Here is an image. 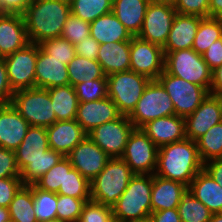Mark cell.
<instances>
[{"mask_svg":"<svg viewBox=\"0 0 222 222\" xmlns=\"http://www.w3.org/2000/svg\"><path fill=\"white\" fill-rule=\"evenodd\" d=\"M196 143L203 163L211 159L222 158V121L211 127Z\"/></svg>","mask_w":222,"mask_h":222,"instance_id":"cell-36","label":"cell"},{"mask_svg":"<svg viewBox=\"0 0 222 222\" xmlns=\"http://www.w3.org/2000/svg\"><path fill=\"white\" fill-rule=\"evenodd\" d=\"M164 70L183 80L204 87L210 94L212 70L201 54L192 48L173 52H164Z\"/></svg>","mask_w":222,"mask_h":222,"instance_id":"cell-6","label":"cell"},{"mask_svg":"<svg viewBox=\"0 0 222 222\" xmlns=\"http://www.w3.org/2000/svg\"><path fill=\"white\" fill-rule=\"evenodd\" d=\"M49 148L46 128L30 126L20 146L14 151L19 171L31 161L41 158Z\"/></svg>","mask_w":222,"mask_h":222,"instance_id":"cell-25","label":"cell"},{"mask_svg":"<svg viewBox=\"0 0 222 222\" xmlns=\"http://www.w3.org/2000/svg\"><path fill=\"white\" fill-rule=\"evenodd\" d=\"M222 121V97L209 94L199 107L185 118L186 138L197 141Z\"/></svg>","mask_w":222,"mask_h":222,"instance_id":"cell-16","label":"cell"},{"mask_svg":"<svg viewBox=\"0 0 222 222\" xmlns=\"http://www.w3.org/2000/svg\"><path fill=\"white\" fill-rule=\"evenodd\" d=\"M182 222H209L212 212L188 190L178 205Z\"/></svg>","mask_w":222,"mask_h":222,"instance_id":"cell-38","label":"cell"},{"mask_svg":"<svg viewBox=\"0 0 222 222\" xmlns=\"http://www.w3.org/2000/svg\"><path fill=\"white\" fill-rule=\"evenodd\" d=\"M69 76L64 60L52 58L38 45V56L35 67V87L53 88L68 85Z\"/></svg>","mask_w":222,"mask_h":222,"instance_id":"cell-19","label":"cell"},{"mask_svg":"<svg viewBox=\"0 0 222 222\" xmlns=\"http://www.w3.org/2000/svg\"><path fill=\"white\" fill-rule=\"evenodd\" d=\"M43 222H63V221H60L58 218H56V219L47 220V221H43Z\"/></svg>","mask_w":222,"mask_h":222,"instance_id":"cell-61","label":"cell"},{"mask_svg":"<svg viewBox=\"0 0 222 222\" xmlns=\"http://www.w3.org/2000/svg\"><path fill=\"white\" fill-rule=\"evenodd\" d=\"M71 13L65 0H34L23 14L30 43L61 37L63 26Z\"/></svg>","mask_w":222,"mask_h":222,"instance_id":"cell-2","label":"cell"},{"mask_svg":"<svg viewBox=\"0 0 222 222\" xmlns=\"http://www.w3.org/2000/svg\"><path fill=\"white\" fill-rule=\"evenodd\" d=\"M151 0H113L112 13L132 36L140 33Z\"/></svg>","mask_w":222,"mask_h":222,"instance_id":"cell-28","label":"cell"},{"mask_svg":"<svg viewBox=\"0 0 222 222\" xmlns=\"http://www.w3.org/2000/svg\"><path fill=\"white\" fill-rule=\"evenodd\" d=\"M64 156L49 148L38 160L31 161L21 172L23 185L34 184L49 169L56 165Z\"/></svg>","mask_w":222,"mask_h":222,"instance_id":"cell-35","label":"cell"},{"mask_svg":"<svg viewBox=\"0 0 222 222\" xmlns=\"http://www.w3.org/2000/svg\"><path fill=\"white\" fill-rule=\"evenodd\" d=\"M39 46L52 58L64 60V64L68 63L75 57L74 45L63 37L48 39L39 44Z\"/></svg>","mask_w":222,"mask_h":222,"instance_id":"cell-42","label":"cell"},{"mask_svg":"<svg viewBox=\"0 0 222 222\" xmlns=\"http://www.w3.org/2000/svg\"><path fill=\"white\" fill-rule=\"evenodd\" d=\"M73 87L79 103L101 100L108 97L107 78L79 83Z\"/></svg>","mask_w":222,"mask_h":222,"instance_id":"cell-41","label":"cell"},{"mask_svg":"<svg viewBox=\"0 0 222 222\" xmlns=\"http://www.w3.org/2000/svg\"><path fill=\"white\" fill-rule=\"evenodd\" d=\"M209 222H222V213L212 214L211 220Z\"/></svg>","mask_w":222,"mask_h":222,"instance_id":"cell-58","label":"cell"},{"mask_svg":"<svg viewBox=\"0 0 222 222\" xmlns=\"http://www.w3.org/2000/svg\"><path fill=\"white\" fill-rule=\"evenodd\" d=\"M30 124L12 104L0 105V147L15 151L23 141Z\"/></svg>","mask_w":222,"mask_h":222,"instance_id":"cell-20","label":"cell"},{"mask_svg":"<svg viewBox=\"0 0 222 222\" xmlns=\"http://www.w3.org/2000/svg\"><path fill=\"white\" fill-rule=\"evenodd\" d=\"M152 175L135 174L126 190L112 207L118 222H133L148 218L151 208Z\"/></svg>","mask_w":222,"mask_h":222,"instance_id":"cell-3","label":"cell"},{"mask_svg":"<svg viewBox=\"0 0 222 222\" xmlns=\"http://www.w3.org/2000/svg\"><path fill=\"white\" fill-rule=\"evenodd\" d=\"M174 115V106L165 88L158 80H151L128 119L135 128L160 117Z\"/></svg>","mask_w":222,"mask_h":222,"instance_id":"cell-8","label":"cell"},{"mask_svg":"<svg viewBox=\"0 0 222 222\" xmlns=\"http://www.w3.org/2000/svg\"><path fill=\"white\" fill-rule=\"evenodd\" d=\"M158 147L141 128L131 132L121 157L134 174L153 175L157 166Z\"/></svg>","mask_w":222,"mask_h":222,"instance_id":"cell-10","label":"cell"},{"mask_svg":"<svg viewBox=\"0 0 222 222\" xmlns=\"http://www.w3.org/2000/svg\"><path fill=\"white\" fill-rule=\"evenodd\" d=\"M57 194L43 191L33 184V209L38 222L57 218Z\"/></svg>","mask_w":222,"mask_h":222,"instance_id":"cell-39","label":"cell"},{"mask_svg":"<svg viewBox=\"0 0 222 222\" xmlns=\"http://www.w3.org/2000/svg\"><path fill=\"white\" fill-rule=\"evenodd\" d=\"M113 220L111 207L90 200L84 205L78 222H112Z\"/></svg>","mask_w":222,"mask_h":222,"instance_id":"cell-45","label":"cell"},{"mask_svg":"<svg viewBox=\"0 0 222 222\" xmlns=\"http://www.w3.org/2000/svg\"><path fill=\"white\" fill-rule=\"evenodd\" d=\"M151 1H155V2H167V3H174L175 0H151Z\"/></svg>","mask_w":222,"mask_h":222,"instance_id":"cell-59","label":"cell"},{"mask_svg":"<svg viewBox=\"0 0 222 222\" xmlns=\"http://www.w3.org/2000/svg\"><path fill=\"white\" fill-rule=\"evenodd\" d=\"M141 129L158 148L186 138L185 118L175 114L152 120Z\"/></svg>","mask_w":222,"mask_h":222,"instance_id":"cell-22","label":"cell"},{"mask_svg":"<svg viewBox=\"0 0 222 222\" xmlns=\"http://www.w3.org/2000/svg\"><path fill=\"white\" fill-rule=\"evenodd\" d=\"M57 194L80 199H91L90 182L72 167L67 157H65V180L63 186L59 187Z\"/></svg>","mask_w":222,"mask_h":222,"instance_id":"cell-34","label":"cell"},{"mask_svg":"<svg viewBox=\"0 0 222 222\" xmlns=\"http://www.w3.org/2000/svg\"><path fill=\"white\" fill-rule=\"evenodd\" d=\"M165 88L174 106V114L186 118L209 95L201 86L168 74L165 70L157 79Z\"/></svg>","mask_w":222,"mask_h":222,"instance_id":"cell-9","label":"cell"},{"mask_svg":"<svg viewBox=\"0 0 222 222\" xmlns=\"http://www.w3.org/2000/svg\"><path fill=\"white\" fill-rule=\"evenodd\" d=\"M29 43L23 15L0 13V57L13 54Z\"/></svg>","mask_w":222,"mask_h":222,"instance_id":"cell-17","label":"cell"},{"mask_svg":"<svg viewBox=\"0 0 222 222\" xmlns=\"http://www.w3.org/2000/svg\"><path fill=\"white\" fill-rule=\"evenodd\" d=\"M203 167L197 143L185 138L158 148L154 175L181 182L189 187Z\"/></svg>","mask_w":222,"mask_h":222,"instance_id":"cell-1","label":"cell"},{"mask_svg":"<svg viewBox=\"0 0 222 222\" xmlns=\"http://www.w3.org/2000/svg\"><path fill=\"white\" fill-rule=\"evenodd\" d=\"M90 35L99 44L131 41L133 37L112 12L90 23Z\"/></svg>","mask_w":222,"mask_h":222,"instance_id":"cell-29","label":"cell"},{"mask_svg":"<svg viewBox=\"0 0 222 222\" xmlns=\"http://www.w3.org/2000/svg\"><path fill=\"white\" fill-rule=\"evenodd\" d=\"M173 6L178 14L209 17V0H175Z\"/></svg>","mask_w":222,"mask_h":222,"instance_id":"cell-46","label":"cell"},{"mask_svg":"<svg viewBox=\"0 0 222 222\" xmlns=\"http://www.w3.org/2000/svg\"><path fill=\"white\" fill-rule=\"evenodd\" d=\"M67 71L69 83L72 86L95 79L107 78L97 60H88L77 54L68 63Z\"/></svg>","mask_w":222,"mask_h":222,"instance_id":"cell-31","label":"cell"},{"mask_svg":"<svg viewBox=\"0 0 222 222\" xmlns=\"http://www.w3.org/2000/svg\"><path fill=\"white\" fill-rule=\"evenodd\" d=\"M57 121L76 119L78 97L72 85L48 88Z\"/></svg>","mask_w":222,"mask_h":222,"instance_id":"cell-30","label":"cell"},{"mask_svg":"<svg viewBox=\"0 0 222 222\" xmlns=\"http://www.w3.org/2000/svg\"><path fill=\"white\" fill-rule=\"evenodd\" d=\"M208 67L213 71L222 65V38L213 43L210 48L202 55Z\"/></svg>","mask_w":222,"mask_h":222,"instance_id":"cell-51","label":"cell"},{"mask_svg":"<svg viewBox=\"0 0 222 222\" xmlns=\"http://www.w3.org/2000/svg\"><path fill=\"white\" fill-rule=\"evenodd\" d=\"M122 114L109 97L78 104L76 121L86 133L106 122L119 118Z\"/></svg>","mask_w":222,"mask_h":222,"instance_id":"cell-18","label":"cell"},{"mask_svg":"<svg viewBox=\"0 0 222 222\" xmlns=\"http://www.w3.org/2000/svg\"><path fill=\"white\" fill-rule=\"evenodd\" d=\"M11 104L30 126L47 128L57 121L48 89L17 90Z\"/></svg>","mask_w":222,"mask_h":222,"instance_id":"cell-5","label":"cell"},{"mask_svg":"<svg viewBox=\"0 0 222 222\" xmlns=\"http://www.w3.org/2000/svg\"><path fill=\"white\" fill-rule=\"evenodd\" d=\"M188 190L213 214L222 213V187L204 168L191 181Z\"/></svg>","mask_w":222,"mask_h":222,"instance_id":"cell-26","label":"cell"},{"mask_svg":"<svg viewBox=\"0 0 222 222\" xmlns=\"http://www.w3.org/2000/svg\"><path fill=\"white\" fill-rule=\"evenodd\" d=\"M209 17L222 18V0H209Z\"/></svg>","mask_w":222,"mask_h":222,"instance_id":"cell-56","label":"cell"},{"mask_svg":"<svg viewBox=\"0 0 222 222\" xmlns=\"http://www.w3.org/2000/svg\"><path fill=\"white\" fill-rule=\"evenodd\" d=\"M135 174L122 158H110L90 182L91 201L113 207Z\"/></svg>","mask_w":222,"mask_h":222,"instance_id":"cell-4","label":"cell"},{"mask_svg":"<svg viewBox=\"0 0 222 222\" xmlns=\"http://www.w3.org/2000/svg\"><path fill=\"white\" fill-rule=\"evenodd\" d=\"M220 38H222V18H202L193 41L192 49L196 53L203 55Z\"/></svg>","mask_w":222,"mask_h":222,"instance_id":"cell-33","label":"cell"},{"mask_svg":"<svg viewBox=\"0 0 222 222\" xmlns=\"http://www.w3.org/2000/svg\"><path fill=\"white\" fill-rule=\"evenodd\" d=\"M65 180V157L56 165L41 176L34 185L43 190L52 193H58L59 187L63 186Z\"/></svg>","mask_w":222,"mask_h":222,"instance_id":"cell-44","label":"cell"},{"mask_svg":"<svg viewBox=\"0 0 222 222\" xmlns=\"http://www.w3.org/2000/svg\"><path fill=\"white\" fill-rule=\"evenodd\" d=\"M90 200L57 194V218L63 222H78L84 205Z\"/></svg>","mask_w":222,"mask_h":222,"instance_id":"cell-40","label":"cell"},{"mask_svg":"<svg viewBox=\"0 0 222 222\" xmlns=\"http://www.w3.org/2000/svg\"><path fill=\"white\" fill-rule=\"evenodd\" d=\"M202 17L176 14L163 52L191 49Z\"/></svg>","mask_w":222,"mask_h":222,"instance_id":"cell-24","label":"cell"},{"mask_svg":"<svg viewBox=\"0 0 222 222\" xmlns=\"http://www.w3.org/2000/svg\"><path fill=\"white\" fill-rule=\"evenodd\" d=\"M72 167L91 182L106 166L110 157L88 136L66 156Z\"/></svg>","mask_w":222,"mask_h":222,"instance_id":"cell-15","label":"cell"},{"mask_svg":"<svg viewBox=\"0 0 222 222\" xmlns=\"http://www.w3.org/2000/svg\"><path fill=\"white\" fill-rule=\"evenodd\" d=\"M149 217L152 222H182L177 208L152 212Z\"/></svg>","mask_w":222,"mask_h":222,"instance_id":"cell-53","label":"cell"},{"mask_svg":"<svg viewBox=\"0 0 222 222\" xmlns=\"http://www.w3.org/2000/svg\"><path fill=\"white\" fill-rule=\"evenodd\" d=\"M100 44L90 35L88 39L74 45L75 53L88 60H97Z\"/></svg>","mask_w":222,"mask_h":222,"instance_id":"cell-49","label":"cell"},{"mask_svg":"<svg viewBox=\"0 0 222 222\" xmlns=\"http://www.w3.org/2000/svg\"><path fill=\"white\" fill-rule=\"evenodd\" d=\"M210 94L222 97V65L212 71Z\"/></svg>","mask_w":222,"mask_h":222,"instance_id":"cell-55","label":"cell"},{"mask_svg":"<svg viewBox=\"0 0 222 222\" xmlns=\"http://www.w3.org/2000/svg\"><path fill=\"white\" fill-rule=\"evenodd\" d=\"M188 186L181 182L152 175L151 208L152 212L178 208L187 193Z\"/></svg>","mask_w":222,"mask_h":222,"instance_id":"cell-23","label":"cell"},{"mask_svg":"<svg viewBox=\"0 0 222 222\" xmlns=\"http://www.w3.org/2000/svg\"><path fill=\"white\" fill-rule=\"evenodd\" d=\"M90 36V23L70 13L63 26L61 37L73 45L88 39Z\"/></svg>","mask_w":222,"mask_h":222,"instance_id":"cell-43","label":"cell"},{"mask_svg":"<svg viewBox=\"0 0 222 222\" xmlns=\"http://www.w3.org/2000/svg\"><path fill=\"white\" fill-rule=\"evenodd\" d=\"M0 222H11L8 208H4L0 206Z\"/></svg>","mask_w":222,"mask_h":222,"instance_id":"cell-57","label":"cell"},{"mask_svg":"<svg viewBox=\"0 0 222 222\" xmlns=\"http://www.w3.org/2000/svg\"><path fill=\"white\" fill-rule=\"evenodd\" d=\"M8 209L11 222H38L33 209V184L22 185Z\"/></svg>","mask_w":222,"mask_h":222,"instance_id":"cell-32","label":"cell"},{"mask_svg":"<svg viewBox=\"0 0 222 222\" xmlns=\"http://www.w3.org/2000/svg\"><path fill=\"white\" fill-rule=\"evenodd\" d=\"M113 0H71V13L89 23L112 12Z\"/></svg>","mask_w":222,"mask_h":222,"instance_id":"cell-37","label":"cell"},{"mask_svg":"<svg viewBox=\"0 0 222 222\" xmlns=\"http://www.w3.org/2000/svg\"><path fill=\"white\" fill-rule=\"evenodd\" d=\"M13 94L14 91L9 84L5 61L0 58V105L10 104Z\"/></svg>","mask_w":222,"mask_h":222,"instance_id":"cell-50","label":"cell"},{"mask_svg":"<svg viewBox=\"0 0 222 222\" xmlns=\"http://www.w3.org/2000/svg\"><path fill=\"white\" fill-rule=\"evenodd\" d=\"M20 177L15 152L0 147V178Z\"/></svg>","mask_w":222,"mask_h":222,"instance_id":"cell-48","label":"cell"},{"mask_svg":"<svg viewBox=\"0 0 222 222\" xmlns=\"http://www.w3.org/2000/svg\"><path fill=\"white\" fill-rule=\"evenodd\" d=\"M133 222H152V220L150 219V217L143 219V220H137V221H133Z\"/></svg>","mask_w":222,"mask_h":222,"instance_id":"cell-60","label":"cell"},{"mask_svg":"<svg viewBox=\"0 0 222 222\" xmlns=\"http://www.w3.org/2000/svg\"><path fill=\"white\" fill-rule=\"evenodd\" d=\"M134 128L128 116L121 115L113 121L95 127L87 136L110 158H121Z\"/></svg>","mask_w":222,"mask_h":222,"instance_id":"cell-11","label":"cell"},{"mask_svg":"<svg viewBox=\"0 0 222 222\" xmlns=\"http://www.w3.org/2000/svg\"><path fill=\"white\" fill-rule=\"evenodd\" d=\"M130 70L151 80H157L164 72L165 55L159 45L133 36L130 41Z\"/></svg>","mask_w":222,"mask_h":222,"instance_id":"cell-14","label":"cell"},{"mask_svg":"<svg viewBox=\"0 0 222 222\" xmlns=\"http://www.w3.org/2000/svg\"><path fill=\"white\" fill-rule=\"evenodd\" d=\"M130 41L100 44L97 61L106 76L130 70Z\"/></svg>","mask_w":222,"mask_h":222,"instance_id":"cell-27","label":"cell"},{"mask_svg":"<svg viewBox=\"0 0 222 222\" xmlns=\"http://www.w3.org/2000/svg\"><path fill=\"white\" fill-rule=\"evenodd\" d=\"M150 81L147 76L132 70L112 73L107 76L108 97L122 115L128 116Z\"/></svg>","mask_w":222,"mask_h":222,"instance_id":"cell-7","label":"cell"},{"mask_svg":"<svg viewBox=\"0 0 222 222\" xmlns=\"http://www.w3.org/2000/svg\"><path fill=\"white\" fill-rule=\"evenodd\" d=\"M176 14L172 3L151 1L137 36L163 48Z\"/></svg>","mask_w":222,"mask_h":222,"instance_id":"cell-12","label":"cell"},{"mask_svg":"<svg viewBox=\"0 0 222 222\" xmlns=\"http://www.w3.org/2000/svg\"><path fill=\"white\" fill-rule=\"evenodd\" d=\"M38 45L29 43L24 48L4 57L12 90L35 88V67Z\"/></svg>","mask_w":222,"mask_h":222,"instance_id":"cell-13","label":"cell"},{"mask_svg":"<svg viewBox=\"0 0 222 222\" xmlns=\"http://www.w3.org/2000/svg\"><path fill=\"white\" fill-rule=\"evenodd\" d=\"M31 0H0V13L23 15Z\"/></svg>","mask_w":222,"mask_h":222,"instance_id":"cell-52","label":"cell"},{"mask_svg":"<svg viewBox=\"0 0 222 222\" xmlns=\"http://www.w3.org/2000/svg\"><path fill=\"white\" fill-rule=\"evenodd\" d=\"M203 168L222 187V158H215L206 161Z\"/></svg>","mask_w":222,"mask_h":222,"instance_id":"cell-54","label":"cell"},{"mask_svg":"<svg viewBox=\"0 0 222 222\" xmlns=\"http://www.w3.org/2000/svg\"><path fill=\"white\" fill-rule=\"evenodd\" d=\"M22 185L20 177L0 178V206L8 208L15 193Z\"/></svg>","mask_w":222,"mask_h":222,"instance_id":"cell-47","label":"cell"},{"mask_svg":"<svg viewBox=\"0 0 222 222\" xmlns=\"http://www.w3.org/2000/svg\"><path fill=\"white\" fill-rule=\"evenodd\" d=\"M46 132L49 147L64 157L87 136V133L75 119L56 121L46 128Z\"/></svg>","mask_w":222,"mask_h":222,"instance_id":"cell-21","label":"cell"}]
</instances>
